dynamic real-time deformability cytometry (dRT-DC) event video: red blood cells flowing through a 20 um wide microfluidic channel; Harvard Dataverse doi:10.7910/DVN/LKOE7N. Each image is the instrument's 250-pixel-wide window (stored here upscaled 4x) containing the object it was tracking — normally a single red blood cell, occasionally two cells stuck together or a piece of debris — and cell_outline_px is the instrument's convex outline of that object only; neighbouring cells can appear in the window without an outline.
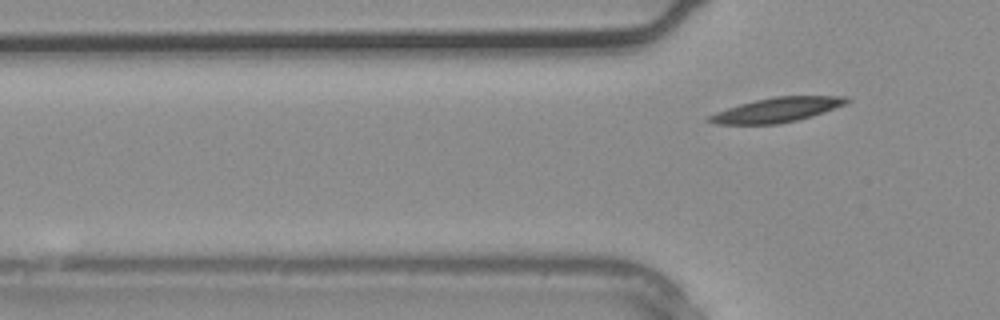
{"species": "common noctule bat (a hibernating species)", "species_latin": "Nyctalus noctula", "temperature_condition": "warm", "stored_images_in_passage": 4, "segment_of_instrument_passage": [2, 2], "camera_frame_rate_fps": 3000, "um_per_image_px": 0.085, "animal": {"sex": "male", "body_mass_g": 20.4}, "frame": {"image": 1, "passage_image": 4, "time_ms": 1.0, "image_size_px": [1000, 320], "cell_outline_px": [[852, 100], [844, 104], [824, 112], [812, 116], [780, 124], [716, 124], [704, 120], [708, 116], [716, 112], [740, 104], [756, 100], [776, 96], [848, 96]], "centroid_in_image_um": [66.03, 9.34], "position_along_channel_um": 59.8, "area_um2": 19.59}}